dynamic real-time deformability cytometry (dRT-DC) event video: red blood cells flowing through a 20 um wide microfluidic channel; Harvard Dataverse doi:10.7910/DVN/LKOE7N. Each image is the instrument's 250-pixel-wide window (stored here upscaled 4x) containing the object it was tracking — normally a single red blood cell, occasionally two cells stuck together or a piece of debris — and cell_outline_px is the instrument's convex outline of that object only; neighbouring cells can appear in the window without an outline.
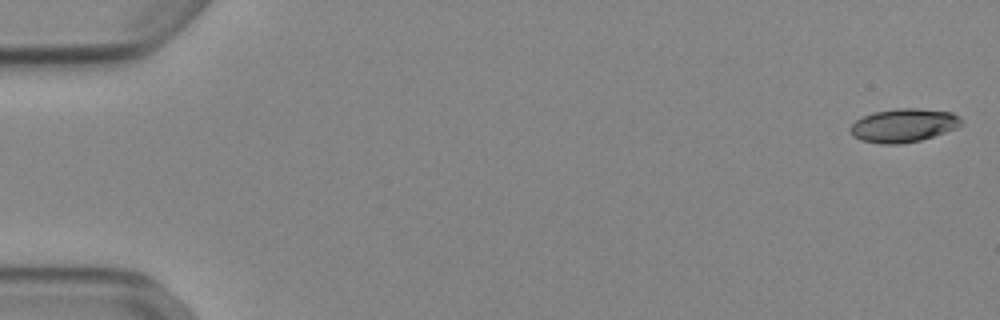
{"species": "Egyptian fruit bat (a non-hibernating species)", "species_latin": "Rousettus aegyptiacus", "temperature_condition": "cold", "stored_images_in_passage": 52, "camera_frame_rate_fps": 3000, "um_per_image_px": 0.085, "animal": {"sex": "female"}, "frame": {"image": 1, "passage_image": 1, "time_ms": 0.0, "image_size_px": [1000, 320], "cell_outline_px": [[964, 124], [956, 128], [920, 140], [900, 144], [880, 144], [860, 140], [852, 136], [848, 132], [848, 128], [856, 120], [864, 116], [876, 112], [896, 108], [916, 108], [952, 112], [960, 116]], "centroid_in_image_um": [76.78, 10.66], "position_along_channel_um": 8.2, "area_um2": 21.79}}
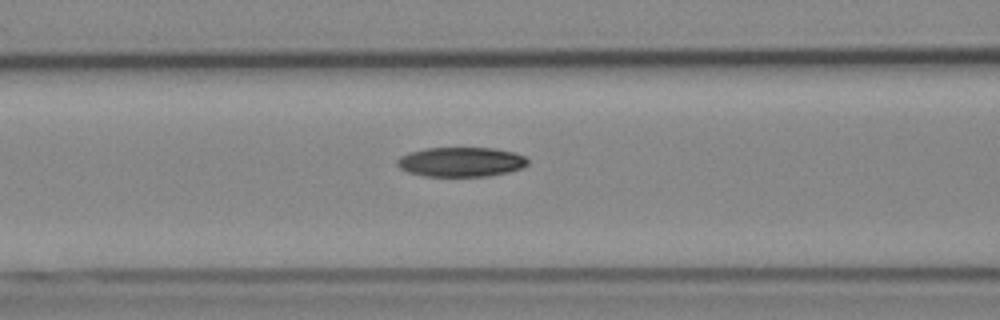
{"frame": {"image": 2, "passage_image": 22, "time_ms": 7.0, "image_size_px": [1000, 320], "cell_outline_px": [[528, 164], [524, 168], [508, 172], [488, 176], [424, 176], [408, 172], [400, 168], [396, 164], [396, 160], [400, 156], [408, 152], [424, 148], [492, 148], [512, 152], [524, 156], [528, 160]], "centroid_in_image_um": [39.16, 13.76], "position_along_channel_um": 127.4, "area_um2": 22.6}}
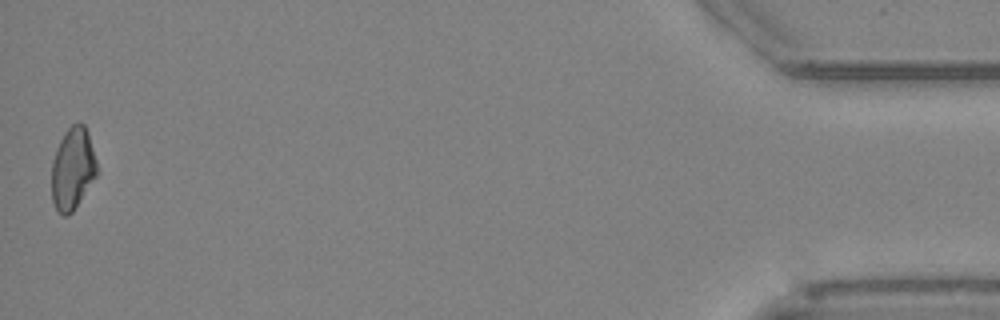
{"frame": {"image": 3, "passage_image": 52, "time_ms": 17.0, "image_size_px": [1000, 320], "cell_outline_px": [[100, 172], [72, 212], [68, 216], [64, 216], [56, 208], [52, 200], [52, 160], [56, 148], [64, 132], [72, 124], [80, 120], [84, 124], [88, 132]], "centroid_in_image_um": [6.2, 14.3], "position_along_channel_um": 429.0, "area_um2": 22.02}, "authors_computed_cell_mechanics": {"area_um2": 22.2241, "velocity_mm_per_s": 3.9062, "shape_relaxation_time_tau1_ms": 5.6283, "shape_relaxation_time_tau2_ms": null, "deformation_change_tau1": 0.1524, "deformation_change_tau2": null}}